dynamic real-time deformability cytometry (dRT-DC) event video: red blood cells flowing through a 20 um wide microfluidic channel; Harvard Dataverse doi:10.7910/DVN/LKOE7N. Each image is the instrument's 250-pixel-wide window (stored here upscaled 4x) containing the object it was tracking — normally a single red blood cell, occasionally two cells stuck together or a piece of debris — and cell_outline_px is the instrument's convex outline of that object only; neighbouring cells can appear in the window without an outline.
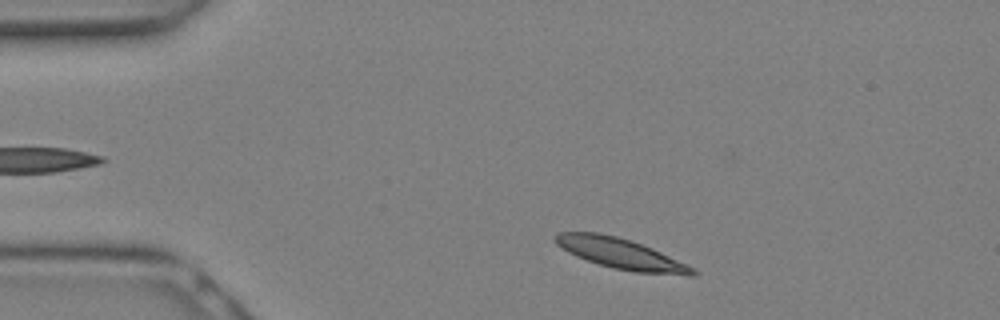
{"species": "Egyptian fruit bat (a non-hibernating species)", "species_latin": "Rousettus aegyptiacus", "temperature_condition": "warm", "stored_images_in_passage": 6, "camera_frame_rate_fps": 3000, "um_per_image_px": 0.085, "animal": {"sex": "female"}, "frame": {"image": 1, "passage_image": 1, "time_ms": 0.0, "image_size_px": [1000, 320], "cell_outline_px": [[700, 272], [696, 276], [688, 276], [636, 272], [612, 268], [576, 256], [568, 252], [556, 244], [552, 236], [556, 232], [600, 232], [632, 240], [652, 248], [696, 268]], "centroid_in_image_um": [52.81, 21.56], "position_along_channel_um": 32.2, "area_um2": 24.74}}
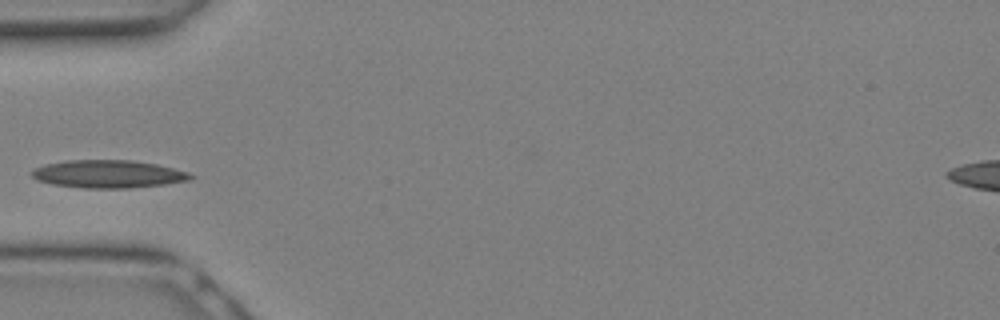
{"frame": {"image": 2, "passage_image": 5, "time_ms": 1.333, "image_size_px": [1000, 320], "cell_outline_px": [[196, 176], [192, 180], [164, 184], [128, 188], [84, 188], [52, 184], [36, 180], [28, 172], [44, 164], [68, 160], [132, 160], [156, 164], [188, 172]], "centroid_in_image_um": [9.19, 14.79], "position_along_channel_um": 75.8, "area_um2": 25.84}}